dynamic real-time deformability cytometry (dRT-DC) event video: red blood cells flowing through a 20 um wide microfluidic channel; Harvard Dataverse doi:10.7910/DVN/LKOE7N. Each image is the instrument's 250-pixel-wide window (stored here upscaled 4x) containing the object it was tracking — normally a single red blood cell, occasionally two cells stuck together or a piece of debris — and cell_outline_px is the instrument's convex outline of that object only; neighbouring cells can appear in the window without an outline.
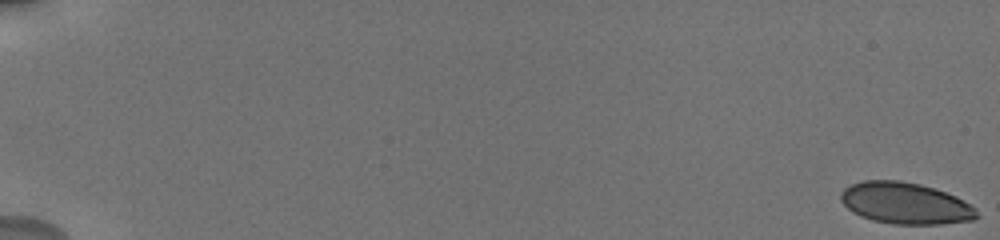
{"species": "human", "species_latin": "Homo sapiens", "temperature_condition": "cold", "stored_images_in_passage": 11, "camera_frame_rate_fps": 3000, "um_per_image_px": 0.085, "donor": {"sex": "male"}, "frame": {"image": 1, "passage_image": 1, "time_ms": 0.0, "image_size_px": [1000, 240], "cell_outline_px": [[980, 216], [972, 220], [940, 224], [892, 224], [872, 220], [860, 216], [852, 212], [840, 200], [840, 192], [844, 188], [852, 184], [864, 180], [900, 180], [920, 184], [936, 188], [956, 196], [964, 200], [976, 208]], "centroid_in_image_um": [76.96, 17.27], "position_along_channel_um": 8.0, "area_um2": 33.18}}
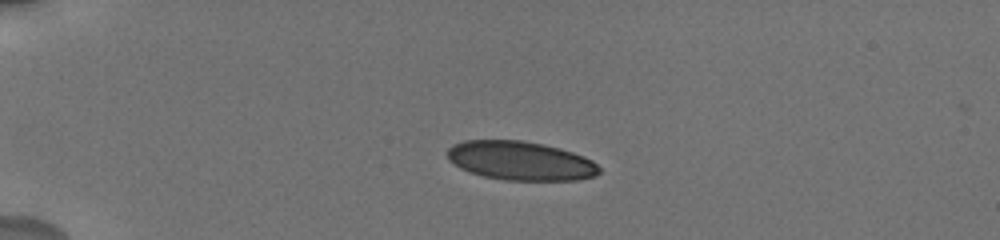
{"frame": {"image": 2, "passage_image": 7, "time_ms": 5.0, "image_size_px": [1000, 240], "cell_outline_px": [[600, 172], [596, 176], [576, 180], [504, 180], [484, 176], [468, 172], [460, 168], [448, 160], [448, 148], [452, 144], [464, 140], [520, 140], [544, 144], [560, 148], [584, 156], [592, 160], [600, 168]], "centroid_in_image_um": [44.23, 13.66], "position_along_channel_um": 40.8, "area_um2": 34.62}}
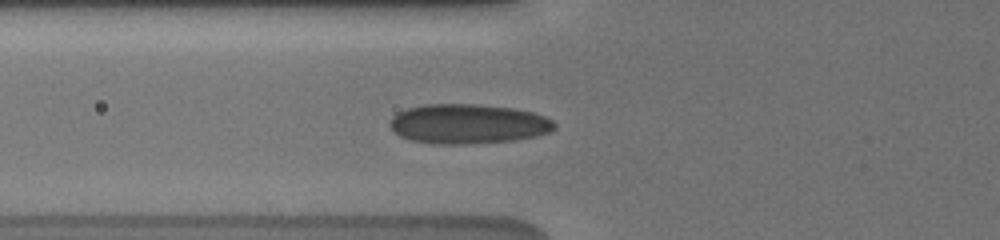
{"frame": {"image": 3, "passage_image": 10, "time_ms": 7.667, "image_size_px": [1000, 240], "cell_outline_px": [[556, 128], [552, 132], [536, 136], [512, 140], [468, 144], [436, 144], [412, 140], [400, 136], [388, 124], [392, 116], [396, 112], [408, 108], [424, 104], [476, 104], [512, 108], [532, 112], [544, 116], [552, 120], [556, 124]], "centroid_in_image_um": [39.79, 10.53], "position_along_channel_um": 86.0, "area_um2": 38.15}}